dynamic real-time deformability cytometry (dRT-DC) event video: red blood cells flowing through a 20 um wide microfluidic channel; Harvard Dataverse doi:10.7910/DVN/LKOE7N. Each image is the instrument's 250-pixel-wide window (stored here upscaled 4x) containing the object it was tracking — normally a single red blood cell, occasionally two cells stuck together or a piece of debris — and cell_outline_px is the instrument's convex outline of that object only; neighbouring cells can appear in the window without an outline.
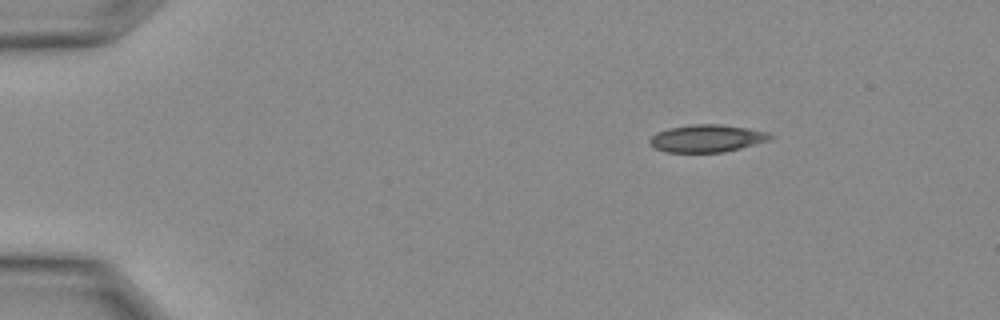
{"species": "Egyptian fruit bat (a non-hibernating species)", "species_latin": "Rousettus aegyptiacus", "temperature_condition": "warm", "stored_images_in_passage": 5, "camera_frame_rate_fps": 3000, "um_per_image_px": 0.085, "animal": {"sex": "female"}, "frame": {"image": 1, "passage_image": 1, "time_ms": 0.0, "image_size_px": [1000, 320], "cell_outline_px": [[772, 136], [768, 140], [740, 148], [724, 152], [668, 152], [656, 148], [648, 140], [656, 132], [668, 128], [692, 124], [720, 124], [768, 132]], "centroid_in_image_um": [60.05, 11.76], "position_along_channel_um": 25.0, "area_um2": 18.96}}